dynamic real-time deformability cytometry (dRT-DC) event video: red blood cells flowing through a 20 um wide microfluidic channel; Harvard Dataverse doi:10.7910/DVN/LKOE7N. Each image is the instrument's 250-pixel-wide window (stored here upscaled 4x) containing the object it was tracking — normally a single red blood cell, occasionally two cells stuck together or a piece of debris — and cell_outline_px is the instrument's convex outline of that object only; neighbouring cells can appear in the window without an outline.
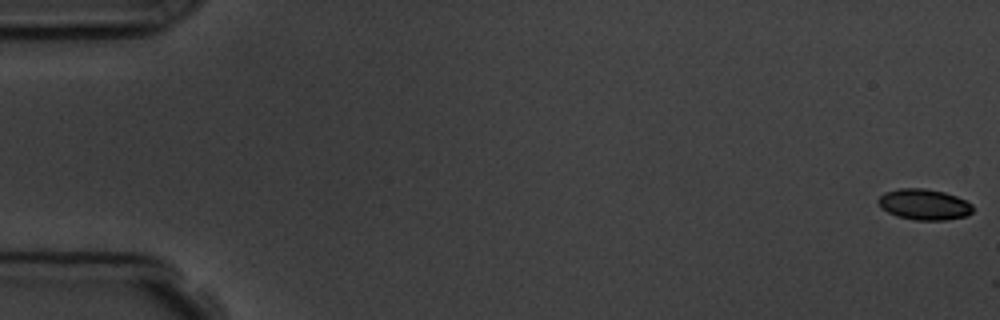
{"species": "common noctule bat (a hibernating species)", "species_latin": "Nyctalus noctula", "temperature_condition": "room temperature", "stored_images_in_passage": 8, "camera_frame_rate_fps": 3000, "um_per_image_px": 0.085, "animal": {"sex": "male", "body_mass_g": 19.5, "forearm_length_mm": 54.6}, "frame": {"image": 1, "passage_image": 1, "time_ms": 0.0, "image_size_px": [1000, 320], "cell_outline_px": [[972, 212], [968, 216], [944, 220], [916, 220], [896, 216], [880, 208], [876, 200], [884, 192], [900, 188], [924, 188], [944, 192], [956, 196], [972, 204]], "centroid_in_image_um": [78.52, 17.38], "position_along_channel_um": 6.5, "area_um2": 17.11}}
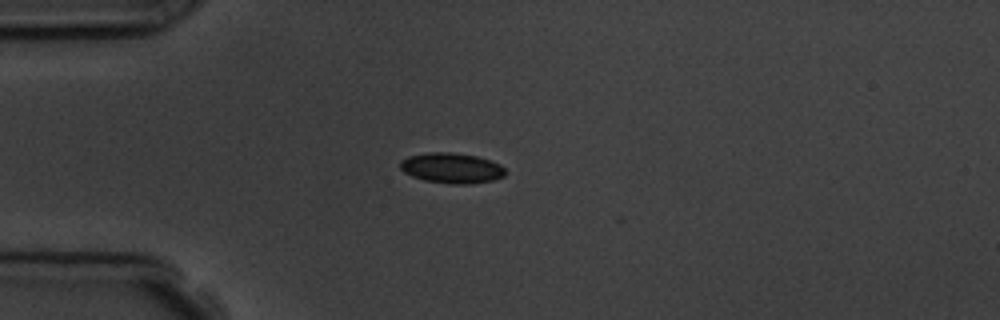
{"frame": {"image": 2, "passage_image": 5, "time_ms": 4.667, "image_size_px": [1000, 320], "cell_outline_px": [[508, 172], [504, 176], [492, 180], [468, 184], [448, 184], [424, 180], [412, 176], [404, 172], [400, 168], [400, 160], [408, 156], [432, 152], [448, 152], [476, 156], [500, 164]], "centroid_in_image_um": [38.38, 14.29], "position_along_channel_um": 46.6, "area_um2": 18.55}}